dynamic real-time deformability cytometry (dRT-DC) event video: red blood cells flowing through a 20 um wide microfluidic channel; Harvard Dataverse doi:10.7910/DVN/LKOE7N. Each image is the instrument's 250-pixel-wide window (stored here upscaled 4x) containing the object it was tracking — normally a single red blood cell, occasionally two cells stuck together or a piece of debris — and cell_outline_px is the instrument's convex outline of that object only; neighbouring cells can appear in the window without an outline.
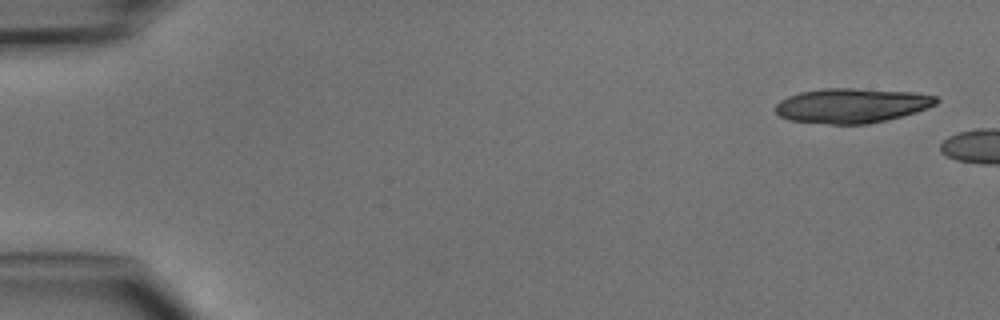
{"species": "common noctule bat (a hibernating species)", "species_latin": "Nyctalus noctula", "temperature_condition": "cold", "stored_images_in_passage": 2, "camera_frame_rate_fps": 3000, "um_per_image_px": 0.085, "animal": {"sex": "male", "body_mass_g": 15.6}, "frame": {"image": 1, "passage_image": 1, "time_ms": 0.0, "image_size_px": [1000, 320], "cell_outline_px": [[940, 100], [936, 104], [928, 108], [916, 112], [868, 124], [832, 124], [788, 120], [780, 116], [776, 112], [776, 104], [780, 100], [788, 96], [800, 92], [824, 88], [856, 88], [912, 92], [936, 96]], "centroid_in_image_um": [72.39, 8.96], "position_along_channel_um": 12.6, "area_um2": 32.43}}